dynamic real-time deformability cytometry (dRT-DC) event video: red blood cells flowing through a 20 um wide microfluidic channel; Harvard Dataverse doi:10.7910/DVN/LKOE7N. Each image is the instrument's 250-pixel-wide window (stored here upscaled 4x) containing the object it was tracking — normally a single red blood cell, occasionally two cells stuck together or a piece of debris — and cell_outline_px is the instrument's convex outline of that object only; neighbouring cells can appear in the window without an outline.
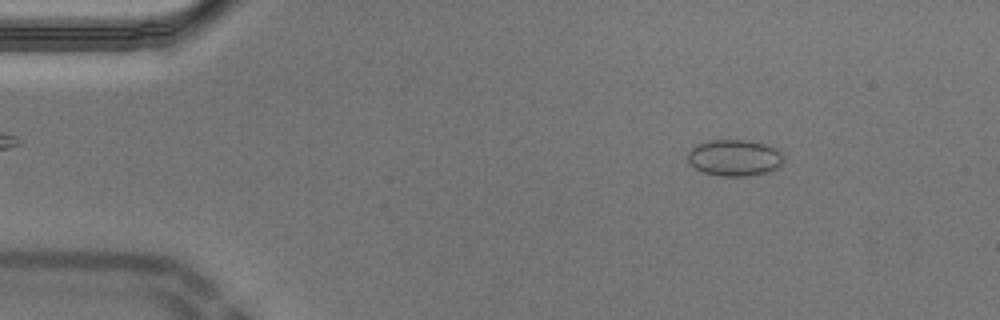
{"species": "Egyptian fruit bat (a non-hibernating species)", "species_latin": "Rousettus aegyptiacus", "temperature_condition": "cold", "stored_images_in_passage": 52, "camera_frame_rate_fps": 3000, "um_per_image_px": 0.085, "animal": {"sex": "male"}, "frame": {"image": 1, "passage_image": 6, "time_ms": 1.667, "image_size_px": [1000, 320], "cell_outline_px": [[784, 160], [776, 168], [768, 172], [748, 176], [720, 176], [704, 172], [696, 168], [688, 160], [688, 152], [696, 144], [708, 140], [752, 140], [776, 148], [780, 152]], "centroid_in_image_um": [62.43, 13.4], "position_along_channel_um": 22.6, "area_um2": 20.29}}
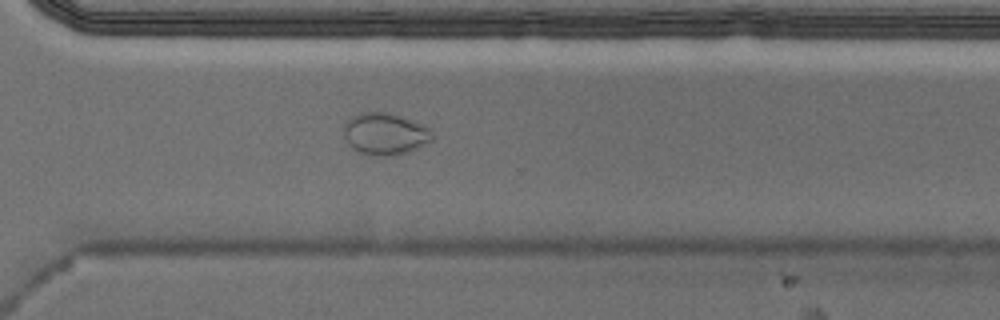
{"frame": {"image": 2, "passage_image": 37, "time_ms": 12.0, "image_size_px": [1000, 320], "cell_outline_px": [[436, 136], [432, 140], [408, 152], [396, 156], [384, 156], [360, 152], [352, 148], [348, 144], [344, 136], [344, 120], [360, 112], [392, 112], [404, 116], [432, 128]], "centroid_in_image_um": [32.76, 11.35], "position_along_channel_um": 337.8, "area_um2": 22.14}}
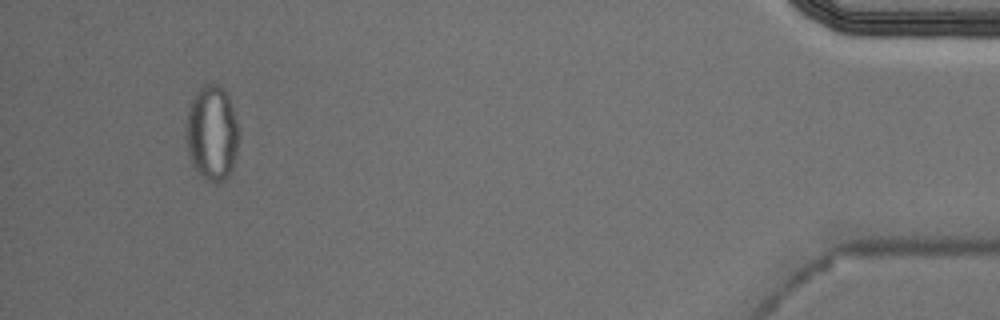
{"frame": {"image": 3, "passage_image": 49, "time_ms": 16.0, "image_size_px": [1000, 320], "cell_outline_px": [[236, 152], [232, 172], [224, 180], [216, 184], [204, 180], [200, 176], [192, 164], [188, 152], [184, 132], [184, 124], [188, 104], [196, 92], [204, 84], [216, 84], [228, 96], [236, 120]], "centroid_in_image_um": [17.94, 11.35], "position_along_channel_um": 417.3, "area_um2": 29.42}, "authors_computed_cell_mechanics": {"area_um2": 18.7272, "velocity_mm_per_s": 3.7192, "shape_relaxation_time_tau1_ms": null, "shape_relaxation_time_tau2_ms": 3.8801, "deformation_change_tau1": null, "deformation_change_tau2": 0.0351}}